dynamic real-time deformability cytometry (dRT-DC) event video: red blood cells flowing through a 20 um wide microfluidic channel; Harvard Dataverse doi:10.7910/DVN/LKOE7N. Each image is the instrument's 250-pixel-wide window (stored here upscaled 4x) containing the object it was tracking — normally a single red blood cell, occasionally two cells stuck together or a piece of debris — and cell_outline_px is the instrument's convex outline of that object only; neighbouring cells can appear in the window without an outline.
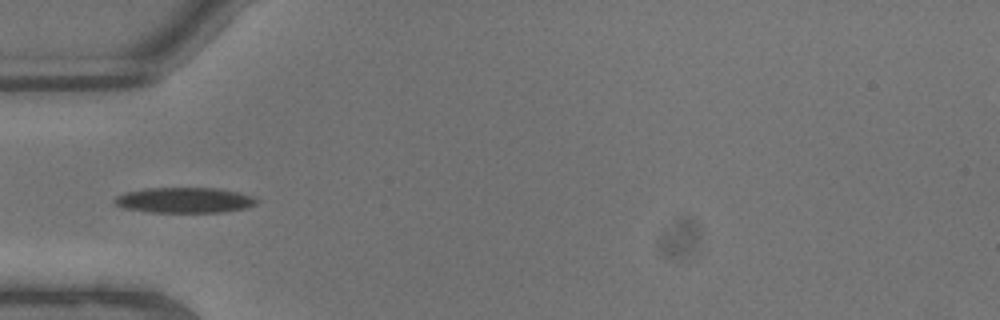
{"species": "common noctule bat (a hibernating species)", "species_latin": "Nyctalus noctula", "temperature_condition": "warm", "stored_images_in_passage": 5, "camera_frame_rate_fps": 3000, "um_per_image_px": 0.085, "animal": {"sex": "male", "body_mass_g": 13.3}, "frame": {"image": 1, "passage_image": 3, "time_ms": 0.667, "image_size_px": [1000, 320], "cell_outline_px": [[260, 200], [256, 204], [244, 208], [224, 212], [148, 212], [120, 208], [112, 200], [116, 196], [124, 192], [144, 188], [220, 188], [240, 192], [252, 196]], "centroid_in_image_um": [15.65, 17.01], "position_along_channel_um": 69.3, "area_um2": 21.39}}
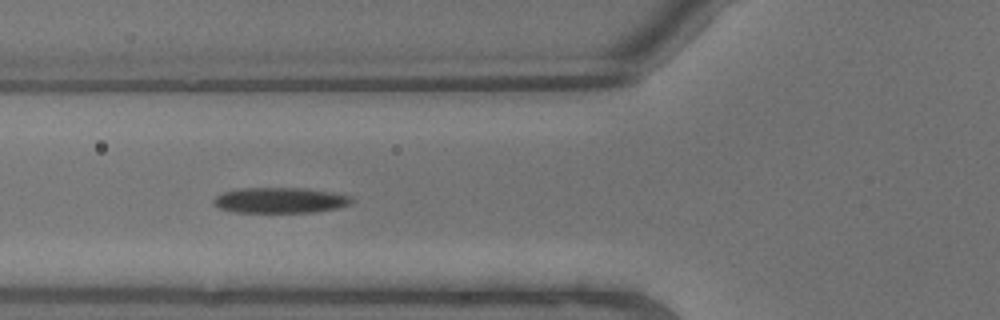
{"frame": {"image": 2, "passage_image": 4, "time_ms": 1.0, "image_size_px": [1000, 320], "cell_outline_px": [[356, 200], [340, 208], [316, 212], [232, 212], [220, 208], [212, 204], [212, 200], [220, 192], [236, 188], [304, 188], [332, 192], [352, 196]], "centroid_in_image_um": [23.8, 17.02], "position_along_channel_um": 102.0, "area_um2": 20.92}}
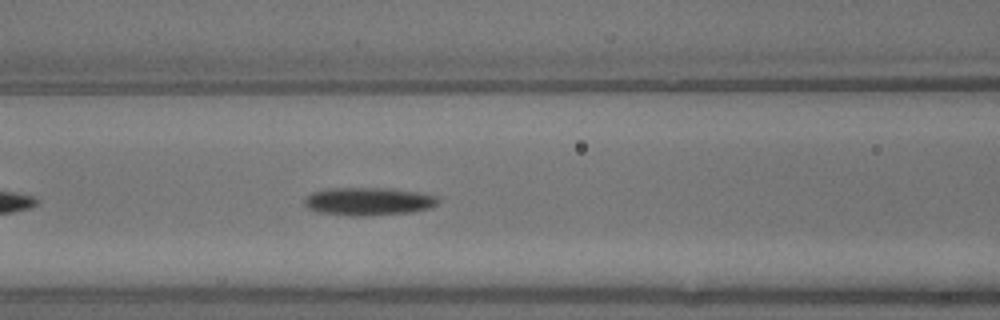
{"frame": {"image": 3, "passage_image": 5, "time_ms": 1.333, "image_size_px": [1000, 320], "cell_outline_px": [[440, 200], [436, 204], [428, 208], [408, 212], [372, 216], [352, 216], [316, 212], [308, 208], [304, 204], [304, 200], [312, 192], [328, 188], [392, 188], [424, 192], [440, 196]], "centroid_in_image_um": [31.35, 17.11], "position_along_channel_um": 135.3, "area_um2": 22.14}}